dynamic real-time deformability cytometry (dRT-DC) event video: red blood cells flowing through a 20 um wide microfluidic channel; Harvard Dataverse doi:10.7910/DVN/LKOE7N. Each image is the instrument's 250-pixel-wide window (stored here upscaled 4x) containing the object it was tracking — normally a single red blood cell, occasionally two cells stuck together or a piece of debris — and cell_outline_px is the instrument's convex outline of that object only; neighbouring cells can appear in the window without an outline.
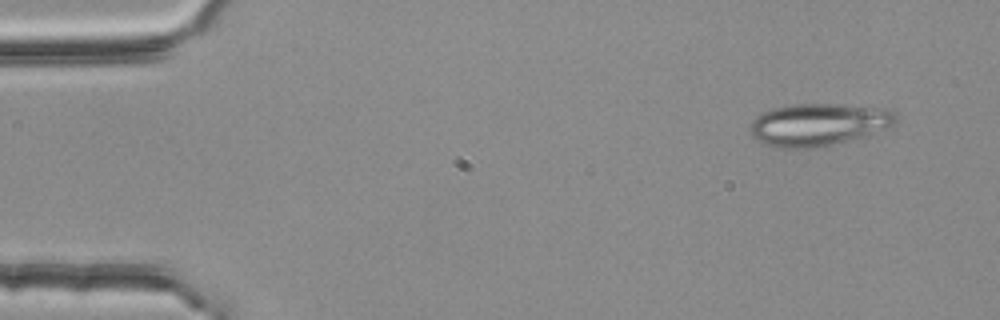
{"species": "common noctule bat (a hibernating species)", "species_latin": "Nyctalus noctula", "temperature_condition": "room temperature", "stored_images_in_passage": 3, "camera_frame_rate_fps": 3000, "um_per_image_px": 0.085, "animal": {"sex": "female", "body_mass_g": 25.1}, "frame": {"image": 1, "passage_image": 1, "time_ms": 0.0, "image_size_px": [1000, 320], "cell_outline_px": [[900, 116], [892, 124], [868, 136], [816, 148], [784, 148], [768, 144], [752, 136], [752, 120], [756, 116], [772, 108], [792, 104], [836, 104], [892, 108]], "centroid_in_image_um": [69.65, 10.57], "position_along_channel_um": 15.3, "area_um2": 36.01}}